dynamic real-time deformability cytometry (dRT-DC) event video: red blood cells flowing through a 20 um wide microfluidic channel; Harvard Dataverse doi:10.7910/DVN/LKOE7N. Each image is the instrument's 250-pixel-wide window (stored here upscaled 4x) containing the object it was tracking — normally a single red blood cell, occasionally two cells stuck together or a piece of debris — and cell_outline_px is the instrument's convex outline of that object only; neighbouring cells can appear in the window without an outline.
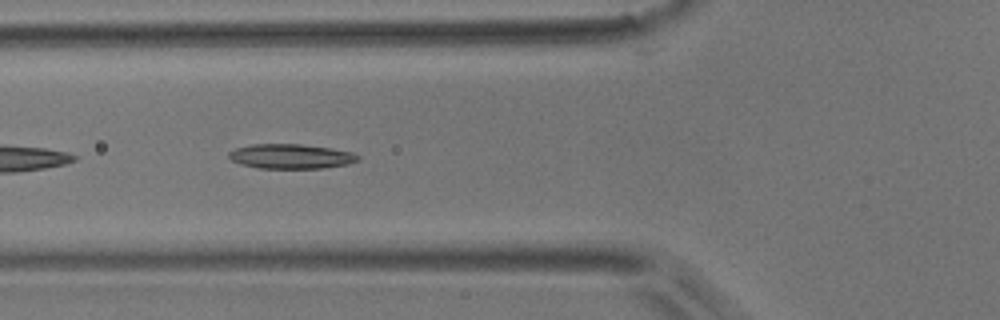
{"species": "common noctule bat (a hibernating species)", "species_latin": "Nyctalus noctula", "temperature_condition": "room temperature", "stored_images_in_passage": 8, "camera_frame_rate_fps": 3000, "um_per_image_px": 0.085, "animal": {"sex": "male", "body_mass_g": 17.9}, "frame": {"image": 1, "passage_image": 5, "time_ms": 5.333, "image_size_px": [1000, 320], "cell_outline_px": [[360, 160], [348, 164], [324, 168], [260, 168], [240, 164], [232, 160], [228, 156], [228, 152], [236, 148], [252, 144], [300, 144], [328, 148], [352, 152], [360, 156]], "centroid_in_image_um": [24.73, 13.29], "position_along_channel_um": 101.1, "area_um2": 18.5}}
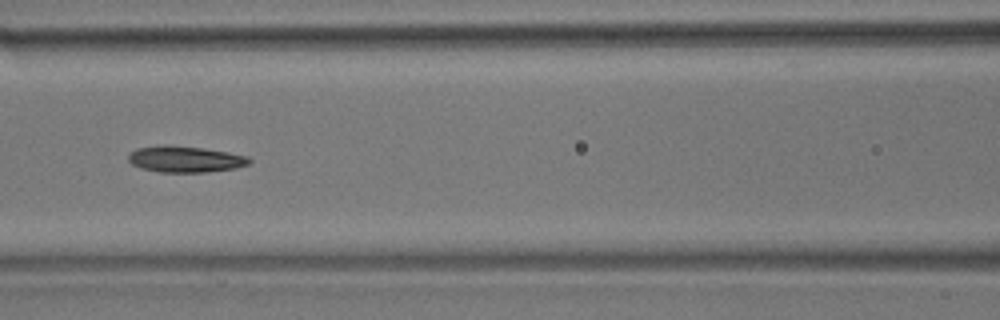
{"frame": {"image": 2, "passage_image": 6, "time_ms": 6.667, "image_size_px": [1000, 320], "cell_outline_px": [[252, 160], [248, 164], [236, 168], [204, 172], [160, 172], [140, 168], [132, 164], [128, 160], [128, 152], [136, 148], [164, 144], [168, 144], [204, 148], [228, 152], [248, 156]], "centroid_in_image_um": [15.7, 13.51], "position_along_channel_um": 150.9, "area_um2": 18.73}}
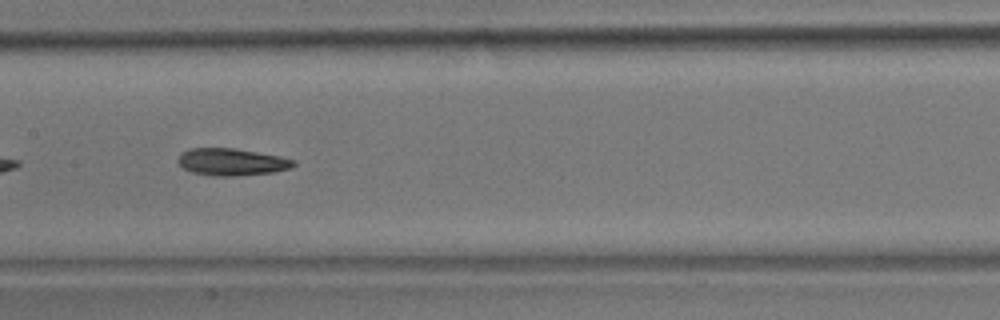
{"frame": {"image": 3, "passage_image": 7, "time_ms": 7.667, "image_size_px": [1000, 320], "cell_outline_px": [[296, 164], [292, 168], [272, 172], [236, 176], [212, 176], [192, 172], [184, 168], [176, 160], [180, 152], [188, 148], [236, 148], [280, 156], [296, 160]], "centroid_in_image_um": [19.68, 13.76], "position_along_channel_um": 187.7, "area_um2": 18.5}}